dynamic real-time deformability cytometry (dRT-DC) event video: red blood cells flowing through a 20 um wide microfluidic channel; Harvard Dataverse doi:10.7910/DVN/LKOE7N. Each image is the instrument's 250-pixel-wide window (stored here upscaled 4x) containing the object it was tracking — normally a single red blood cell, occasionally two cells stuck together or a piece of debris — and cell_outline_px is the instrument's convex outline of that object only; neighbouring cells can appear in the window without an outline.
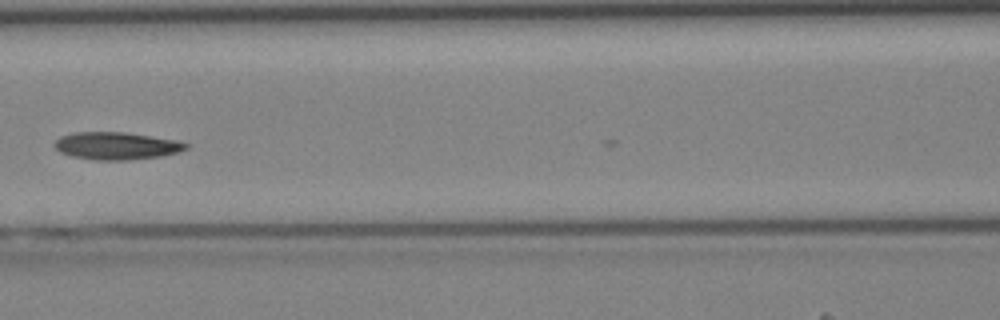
{"species": "Egyptian fruit bat (a non-hibernating species)", "species_latin": "Rousettus aegyptiacus", "temperature_condition": "cold", "stored_images_in_passage": 20, "camera_frame_rate_fps": 3000, "um_per_image_px": 0.085, "animal": {"sex": "female"}, "frame": {"image": 1, "passage_image": 19, "time_ms": 6.0, "image_size_px": [1000, 320], "cell_outline_px": [[188, 148], [164, 156], [128, 160], [92, 160], [72, 156], [60, 152], [52, 144], [60, 136], [76, 132], [124, 132], [176, 140], [188, 144]], "centroid_in_image_um": [9.87, 12.4], "position_along_channel_um": 156.7, "area_um2": 21.04}}